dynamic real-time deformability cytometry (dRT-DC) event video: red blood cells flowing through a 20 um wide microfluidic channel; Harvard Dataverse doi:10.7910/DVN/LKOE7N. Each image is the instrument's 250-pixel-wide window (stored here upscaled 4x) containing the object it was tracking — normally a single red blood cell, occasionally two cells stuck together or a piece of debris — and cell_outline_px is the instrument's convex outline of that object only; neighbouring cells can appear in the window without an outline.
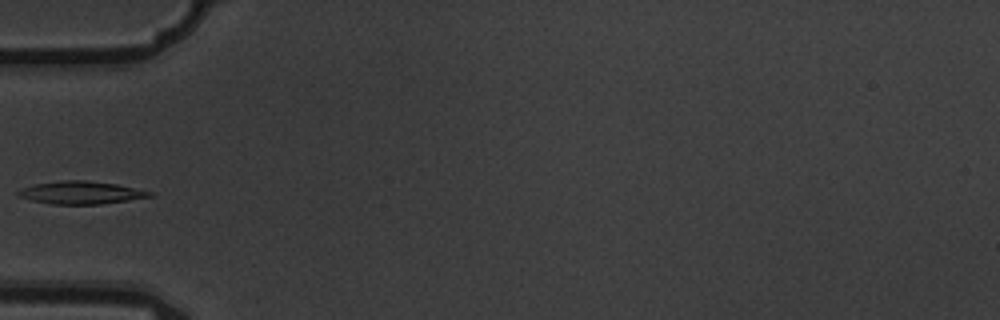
{"species": "common noctule bat (a hibernating species)", "species_latin": "Nyctalus noctula", "temperature_condition": "warm", "stored_images_in_passage": 8, "camera_frame_rate_fps": 3000, "um_per_image_px": 0.085, "animal": {"sex": "male", "body_mass_g": 19.5, "forearm_length_mm": 54.6}, "frame": {"image": 1, "passage_image": 4, "time_ms": 1.0, "image_size_px": [1000, 320], "cell_outline_px": [[156, 196], [100, 204], [52, 204], [32, 200], [16, 196], [16, 192], [24, 188], [36, 184], [64, 180], [84, 180], [116, 184], [156, 192]], "centroid_in_image_um": [6.95, 16.37], "position_along_channel_um": 78.1, "area_um2": 17.4}}
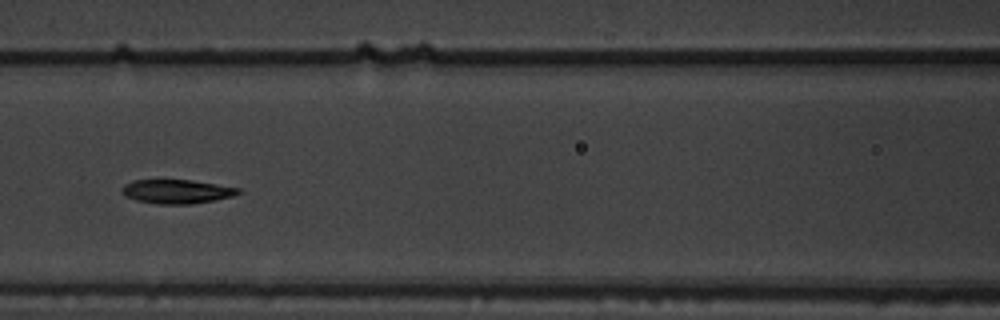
{"frame": {"image": 2, "passage_image": 6, "time_ms": 1.667, "image_size_px": [1000, 320], "cell_outline_px": [[244, 192], [232, 196], [192, 204], [156, 204], [136, 200], [128, 196], [124, 192], [124, 184], [132, 180], [192, 180], [240, 188]], "centroid_in_image_um": [15.08, 16.27], "position_along_channel_um": 151.5, "area_um2": 16.07}}
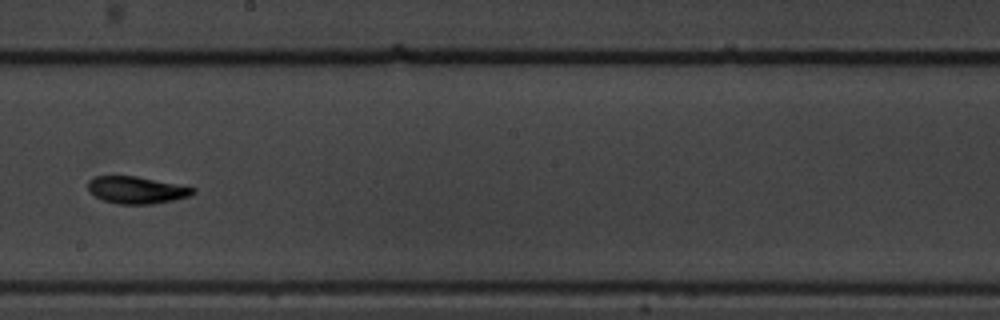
{"frame": {"image": 3, "passage_image": 8, "time_ms": 2.333, "image_size_px": [1000, 320], "cell_outline_px": [[196, 192], [188, 196], [172, 200], [152, 204], [120, 204], [104, 200], [88, 192], [88, 180], [96, 176], [136, 176], [196, 188]], "centroid_in_image_um": [11.58, 16.15], "position_along_channel_um": 236.6, "area_um2": 16.42}}